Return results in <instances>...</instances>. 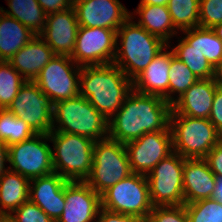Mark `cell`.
<instances>
[{"label": "cell", "mask_w": 222, "mask_h": 222, "mask_svg": "<svg viewBox=\"0 0 222 222\" xmlns=\"http://www.w3.org/2000/svg\"><path fill=\"white\" fill-rule=\"evenodd\" d=\"M132 90V80L113 63L81 67L79 95L108 120Z\"/></svg>", "instance_id": "cell-2"}, {"label": "cell", "mask_w": 222, "mask_h": 222, "mask_svg": "<svg viewBox=\"0 0 222 222\" xmlns=\"http://www.w3.org/2000/svg\"><path fill=\"white\" fill-rule=\"evenodd\" d=\"M169 0H141L139 5H159L167 6Z\"/></svg>", "instance_id": "cell-44"}, {"label": "cell", "mask_w": 222, "mask_h": 222, "mask_svg": "<svg viewBox=\"0 0 222 222\" xmlns=\"http://www.w3.org/2000/svg\"><path fill=\"white\" fill-rule=\"evenodd\" d=\"M169 44L136 78L132 80L133 89L143 94L157 95L169 102V67L171 51ZM165 50V52H164Z\"/></svg>", "instance_id": "cell-21"}, {"label": "cell", "mask_w": 222, "mask_h": 222, "mask_svg": "<svg viewBox=\"0 0 222 222\" xmlns=\"http://www.w3.org/2000/svg\"><path fill=\"white\" fill-rule=\"evenodd\" d=\"M172 105L163 97L132 90L123 105L108 120V137L126 144L143 134L171 131Z\"/></svg>", "instance_id": "cell-1"}, {"label": "cell", "mask_w": 222, "mask_h": 222, "mask_svg": "<svg viewBox=\"0 0 222 222\" xmlns=\"http://www.w3.org/2000/svg\"><path fill=\"white\" fill-rule=\"evenodd\" d=\"M132 173L147 175L173 152L172 132L157 131L143 134L125 144Z\"/></svg>", "instance_id": "cell-14"}, {"label": "cell", "mask_w": 222, "mask_h": 222, "mask_svg": "<svg viewBox=\"0 0 222 222\" xmlns=\"http://www.w3.org/2000/svg\"><path fill=\"white\" fill-rule=\"evenodd\" d=\"M217 177L204 158L185 159L183 167L184 204L213 198Z\"/></svg>", "instance_id": "cell-19"}, {"label": "cell", "mask_w": 222, "mask_h": 222, "mask_svg": "<svg viewBox=\"0 0 222 222\" xmlns=\"http://www.w3.org/2000/svg\"><path fill=\"white\" fill-rule=\"evenodd\" d=\"M16 222H53L35 203L27 200L12 213ZM15 214V215H13Z\"/></svg>", "instance_id": "cell-36"}, {"label": "cell", "mask_w": 222, "mask_h": 222, "mask_svg": "<svg viewBox=\"0 0 222 222\" xmlns=\"http://www.w3.org/2000/svg\"><path fill=\"white\" fill-rule=\"evenodd\" d=\"M74 63L70 56L55 55L34 79L53 103L79 95L81 66Z\"/></svg>", "instance_id": "cell-10"}, {"label": "cell", "mask_w": 222, "mask_h": 222, "mask_svg": "<svg viewBox=\"0 0 222 222\" xmlns=\"http://www.w3.org/2000/svg\"><path fill=\"white\" fill-rule=\"evenodd\" d=\"M217 37L222 41V23L216 24L213 28Z\"/></svg>", "instance_id": "cell-46"}, {"label": "cell", "mask_w": 222, "mask_h": 222, "mask_svg": "<svg viewBox=\"0 0 222 222\" xmlns=\"http://www.w3.org/2000/svg\"><path fill=\"white\" fill-rule=\"evenodd\" d=\"M0 222H16L12 214L0 213Z\"/></svg>", "instance_id": "cell-45"}, {"label": "cell", "mask_w": 222, "mask_h": 222, "mask_svg": "<svg viewBox=\"0 0 222 222\" xmlns=\"http://www.w3.org/2000/svg\"><path fill=\"white\" fill-rule=\"evenodd\" d=\"M48 140V134H35L28 140L10 145L9 163L12 167L9 170L29 180L53 173L52 148L46 143Z\"/></svg>", "instance_id": "cell-11"}, {"label": "cell", "mask_w": 222, "mask_h": 222, "mask_svg": "<svg viewBox=\"0 0 222 222\" xmlns=\"http://www.w3.org/2000/svg\"><path fill=\"white\" fill-rule=\"evenodd\" d=\"M132 174L125 144L107 137L94 142L93 164L85 182L99 195Z\"/></svg>", "instance_id": "cell-7"}, {"label": "cell", "mask_w": 222, "mask_h": 222, "mask_svg": "<svg viewBox=\"0 0 222 222\" xmlns=\"http://www.w3.org/2000/svg\"><path fill=\"white\" fill-rule=\"evenodd\" d=\"M52 131L77 134L98 141L108 137V119L87 98L78 95L54 103Z\"/></svg>", "instance_id": "cell-4"}, {"label": "cell", "mask_w": 222, "mask_h": 222, "mask_svg": "<svg viewBox=\"0 0 222 222\" xmlns=\"http://www.w3.org/2000/svg\"><path fill=\"white\" fill-rule=\"evenodd\" d=\"M96 222H146L137 216L115 213L103 209H99Z\"/></svg>", "instance_id": "cell-39"}, {"label": "cell", "mask_w": 222, "mask_h": 222, "mask_svg": "<svg viewBox=\"0 0 222 222\" xmlns=\"http://www.w3.org/2000/svg\"><path fill=\"white\" fill-rule=\"evenodd\" d=\"M36 35L0 10V61L8 62Z\"/></svg>", "instance_id": "cell-23"}, {"label": "cell", "mask_w": 222, "mask_h": 222, "mask_svg": "<svg viewBox=\"0 0 222 222\" xmlns=\"http://www.w3.org/2000/svg\"><path fill=\"white\" fill-rule=\"evenodd\" d=\"M173 151L185 159L205 158L222 139V135L206 118L170 114Z\"/></svg>", "instance_id": "cell-6"}, {"label": "cell", "mask_w": 222, "mask_h": 222, "mask_svg": "<svg viewBox=\"0 0 222 222\" xmlns=\"http://www.w3.org/2000/svg\"><path fill=\"white\" fill-rule=\"evenodd\" d=\"M209 121L222 135V87H217L213 98V104L209 115Z\"/></svg>", "instance_id": "cell-38"}, {"label": "cell", "mask_w": 222, "mask_h": 222, "mask_svg": "<svg viewBox=\"0 0 222 222\" xmlns=\"http://www.w3.org/2000/svg\"><path fill=\"white\" fill-rule=\"evenodd\" d=\"M65 202L63 213L56 222H95L101 208L100 195L85 181H67Z\"/></svg>", "instance_id": "cell-16"}, {"label": "cell", "mask_w": 222, "mask_h": 222, "mask_svg": "<svg viewBox=\"0 0 222 222\" xmlns=\"http://www.w3.org/2000/svg\"><path fill=\"white\" fill-rule=\"evenodd\" d=\"M10 10L1 12L26 26L35 35H40L45 27L46 13L37 0H7Z\"/></svg>", "instance_id": "cell-26"}, {"label": "cell", "mask_w": 222, "mask_h": 222, "mask_svg": "<svg viewBox=\"0 0 222 222\" xmlns=\"http://www.w3.org/2000/svg\"><path fill=\"white\" fill-rule=\"evenodd\" d=\"M29 185V179L8 170L0 179V213L11 214L29 200Z\"/></svg>", "instance_id": "cell-25"}, {"label": "cell", "mask_w": 222, "mask_h": 222, "mask_svg": "<svg viewBox=\"0 0 222 222\" xmlns=\"http://www.w3.org/2000/svg\"><path fill=\"white\" fill-rule=\"evenodd\" d=\"M172 50L175 57L182 61L198 79L213 78L214 67L199 50L191 47L183 38Z\"/></svg>", "instance_id": "cell-28"}, {"label": "cell", "mask_w": 222, "mask_h": 222, "mask_svg": "<svg viewBox=\"0 0 222 222\" xmlns=\"http://www.w3.org/2000/svg\"><path fill=\"white\" fill-rule=\"evenodd\" d=\"M184 160V157L173 151L146 175L153 206L184 204Z\"/></svg>", "instance_id": "cell-9"}, {"label": "cell", "mask_w": 222, "mask_h": 222, "mask_svg": "<svg viewBox=\"0 0 222 222\" xmlns=\"http://www.w3.org/2000/svg\"><path fill=\"white\" fill-rule=\"evenodd\" d=\"M36 133L21 118L8 109H0V140L9 147L12 144L30 139Z\"/></svg>", "instance_id": "cell-29"}, {"label": "cell", "mask_w": 222, "mask_h": 222, "mask_svg": "<svg viewBox=\"0 0 222 222\" xmlns=\"http://www.w3.org/2000/svg\"><path fill=\"white\" fill-rule=\"evenodd\" d=\"M80 1H83V0H69L70 4L72 6L75 5L76 3L80 2Z\"/></svg>", "instance_id": "cell-47"}, {"label": "cell", "mask_w": 222, "mask_h": 222, "mask_svg": "<svg viewBox=\"0 0 222 222\" xmlns=\"http://www.w3.org/2000/svg\"><path fill=\"white\" fill-rule=\"evenodd\" d=\"M79 26L117 31L130 17L119 0H83L75 5Z\"/></svg>", "instance_id": "cell-15"}, {"label": "cell", "mask_w": 222, "mask_h": 222, "mask_svg": "<svg viewBox=\"0 0 222 222\" xmlns=\"http://www.w3.org/2000/svg\"><path fill=\"white\" fill-rule=\"evenodd\" d=\"M105 210L137 216L145 221L153 209L146 175L132 173L100 195Z\"/></svg>", "instance_id": "cell-8"}, {"label": "cell", "mask_w": 222, "mask_h": 222, "mask_svg": "<svg viewBox=\"0 0 222 222\" xmlns=\"http://www.w3.org/2000/svg\"><path fill=\"white\" fill-rule=\"evenodd\" d=\"M182 32L186 34L183 39L199 50L213 67L222 60V41L212 28L198 26Z\"/></svg>", "instance_id": "cell-27"}, {"label": "cell", "mask_w": 222, "mask_h": 222, "mask_svg": "<svg viewBox=\"0 0 222 222\" xmlns=\"http://www.w3.org/2000/svg\"><path fill=\"white\" fill-rule=\"evenodd\" d=\"M54 56L55 54L48 44L39 35H36L8 62L19 74H22L26 81H34Z\"/></svg>", "instance_id": "cell-22"}, {"label": "cell", "mask_w": 222, "mask_h": 222, "mask_svg": "<svg viewBox=\"0 0 222 222\" xmlns=\"http://www.w3.org/2000/svg\"><path fill=\"white\" fill-rule=\"evenodd\" d=\"M167 7L176 29L183 31L199 26L200 0H169Z\"/></svg>", "instance_id": "cell-30"}, {"label": "cell", "mask_w": 222, "mask_h": 222, "mask_svg": "<svg viewBox=\"0 0 222 222\" xmlns=\"http://www.w3.org/2000/svg\"><path fill=\"white\" fill-rule=\"evenodd\" d=\"M46 14L63 11L72 7L69 0H37Z\"/></svg>", "instance_id": "cell-40"}, {"label": "cell", "mask_w": 222, "mask_h": 222, "mask_svg": "<svg viewBox=\"0 0 222 222\" xmlns=\"http://www.w3.org/2000/svg\"><path fill=\"white\" fill-rule=\"evenodd\" d=\"M184 205L189 222H222V202L214 198Z\"/></svg>", "instance_id": "cell-33"}, {"label": "cell", "mask_w": 222, "mask_h": 222, "mask_svg": "<svg viewBox=\"0 0 222 222\" xmlns=\"http://www.w3.org/2000/svg\"><path fill=\"white\" fill-rule=\"evenodd\" d=\"M217 87L213 78L199 79L172 104L170 114L209 119Z\"/></svg>", "instance_id": "cell-20"}, {"label": "cell", "mask_w": 222, "mask_h": 222, "mask_svg": "<svg viewBox=\"0 0 222 222\" xmlns=\"http://www.w3.org/2000/svg\"><path fill=\"white\" fill-rule=\"evenodd\" d=\"M48 135L55 149L52 150L54 172L67 181H85L92 169L95 141L65 132L51 131Z\"/></svg>", "instance_id": "cell-5"}, {"label": "cell", "mask_w": 222, "mask_h": 222, "mask_svg": "<svg viewBox=\"0 0 222 222\" xmlns=\"http://www.w3.org/2000/svg\"><path fill=\"white\" fill-rule=\"evenodd\" d=\"M213 198L222 202V178L216 179L215 192Z\"/></svg>", "instance_id": "cell-43"}, {"label": "cell", "mask_w": 222, "mask_h": 222, "mask_svg": "<svg viewBox=\"0 0 222 222\" xmlns=\"http://www.w3.org/2000/svg\"><path fill=\"white\" fill-rule=\"evenodd\" d=\"M222 23V0H200L199 26L213 28Z\"/></svg>", "instance_id": "cell-35"}, {"label": "cell", "mask_w": 222, "mask_h": 222, "mask_svg": "<svg viewBox=\"0 0 222 222\" xmlns=\"http://www.w3.org/2000/svg\"><path fill=\"white\" fill-rule=\"evenodd\" d=\"M54 103L34 81H26L19 89L8 110L21 118L36 134L52 131Z\"/></svg>", "instance_id": "cell-12"}, {"label": "cell", "mask_w": 222, "mask_h": 222, "mask_svg": "<svg viewBox=\"0 0 222 222\" xmlns=\"http://www.w3.org/2000/svg\"><path fill=\"white\" fill-rule=\"evenodd\" d=\"M130 17L117 30L121 39L117 45L113 64L117 65L128 78L133 80L168 45L161 38L150 34Z\"/></svg>", "instance_id": "cell-3"}, {"label": "cell", "mask_w": 222, "mask_h": 222, "mask_svg": "<svg viewBox=\"0 0 222 222\" xmlns=\"http://www.w3.org/2000/svg\"><path fill=\"white\" fill-rule=\"evenodd\" d=\"M66 183L67 180L56 172L30 180L29 200L38 205L53 222L59 219L65 208Z\"/></svg>", "instance_id": "cell-18"}, {"label": "cell", "mask_w": 222, "mask_h": 222, "mask_svg": "<svg viewBox=\"0 0 222 222\" xmlns=\"http://www.w3.org/2000/svg\"><path fill=\"white\" fill-rule=\"evenodd\" d=\"M146 222H189L185 205L154 206Z\"/></svg>", "instance_id": "cell-34"}, {"label": "cell", "mask_w": 222, "mask_h": 222, "mask_svg": "<svg viewBox=\"0 0 222 222\" xmlns=\"http://www.w3.org/2000/svg\"><path fill=\"white\" fill-rule=\"evenodd\" d=\"M117 44V31L79 26L75 48L70 57L81 67L111 64Z\"/></svg>", "instance_id": "cell-13"}, {"label": "cell", "mask_w": 222, "mask_h": 222, "mask_svg": "<svg viewBox=\"0 0 222 222\" xmlns=\"http://www.w3.org/2000/svg\"><path fill=\"white\" fill-rule=\"evenodd\" d=\"M212 173L222 178V139L207 153L204 158Z\"/></svg>", "instance_id": "cell-37"}, {"label": "cell", "mask_w": 222, "mask_h": 222, "mask_svg": "<svg viewBox=\"0 0 222 222\" xmlns=\"http://www.w3.org/2000/svg\"><path fill=\"white\" fill-rule=\"evenodd\" d=\"M25 82L9 62L0 61V109H8Z\"/></svg>", "instance_id": "cell-32"}, {"label": "cell", "mask_w": 222, "mask_h": 222, "mask_svg": "<svg viewBox=\"0 0 222 222\" xmlns=\"http://www.w3.org/2000/svg\"><path fill=\"white\" fill-rule=\"evenodd\" d=\"M135 12L141 17L137 23L167 44L171 36L177 34L167 6L138 5Z\"/></svg>", "instance_id": "cell-24"}, {"label": "cell", "mask_w": 222, "mask_h": 222, "mask_svg": "<svg viewBox=\"0 0 222 222\" xmlns=\"http://www.w3.org/2000/svg\"><path fill=\"white\" fill-rule=\"evenodd\" d=\"M79 24L73 6L69 9L47 14L45 27L39 35L55 55L71 56L77 38Z\"/></svg>", "instance_id": "cell-17"}, {"label": "cell", "mask_w": 222, "mask_h": 222, "mask_svg": "<svg viewBox=\"0 0 222 222\" xmlns=\"http://www.w3.org/2000/svg\"><path fill=\"white\" fill-rule=\"evenodd\" d=\"M5 162H9V147L0 140V179L9 170V167L5 168Z\"/></svg>", "instance_id": "cell-41"}, {"label": "cell", "mask_w": 222, "mask_h": 222, "mask_svg": "<svg viewBox=\"0 0 222 222\" xmlns=\"http://www.w3.org/2000/svg\"><path fill=\"white\" fill-rule=\"evenodd\" d=\"M213 80L218 87H222V60L214 67Z\"/></svg>", "instance_id": "cell-42"}, {"label": "cell", "mask_w": 222, "mask_h": 222, "mask_svg": "<svg viewBox=\"0 0 222 222\" xmlns=\"http://www.w3.org/2000/svg\"><path fill=\"white\" fill-rule=\"evenodd\" d=\"M199 79L171 50V63L169 67V103L172 105L183 93ZM173 93L177 94L174 98ZM172 95V96H171Z\"/></svg>", "instance_id": "cell-31"}]
</instances>
